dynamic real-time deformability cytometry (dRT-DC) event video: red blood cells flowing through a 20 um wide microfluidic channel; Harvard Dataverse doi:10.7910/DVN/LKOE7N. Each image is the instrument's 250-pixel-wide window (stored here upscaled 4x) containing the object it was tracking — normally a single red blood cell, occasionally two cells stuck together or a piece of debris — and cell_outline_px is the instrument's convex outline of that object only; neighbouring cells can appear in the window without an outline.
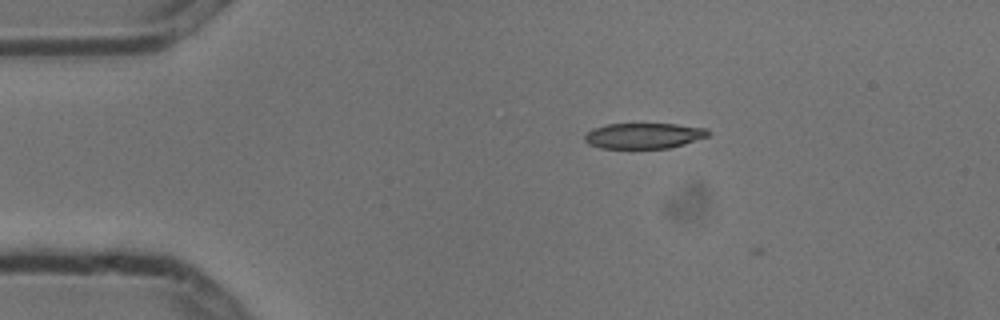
{"species": "common noctule bat (a hibernating species)", "species_latin": "Nyctalus noctula", "temperature_condition": "cold", "stored_images_in_passage": 4, "camera_frame_rate_fps": 3000, "um_per_image_px": 0.085, "animal": {"sex": "male", "body_mass_g": 13.3}, "frame": {"image": 1, "passage_image": 3, "time_ms": 0.667, "image_size_px": [1000, 320], "cell_outline_px": [[708, 136], [684, 144], [668, 148], [600, 148], [588, 144], [584, 140], [584, 136], [592, 128], [608, 124], [676, 124], [708, 128]], "centroid_in_image_um": [54.7, 11.53], "position_along_channel_um": 30.3, "area_um2": 18.38}}